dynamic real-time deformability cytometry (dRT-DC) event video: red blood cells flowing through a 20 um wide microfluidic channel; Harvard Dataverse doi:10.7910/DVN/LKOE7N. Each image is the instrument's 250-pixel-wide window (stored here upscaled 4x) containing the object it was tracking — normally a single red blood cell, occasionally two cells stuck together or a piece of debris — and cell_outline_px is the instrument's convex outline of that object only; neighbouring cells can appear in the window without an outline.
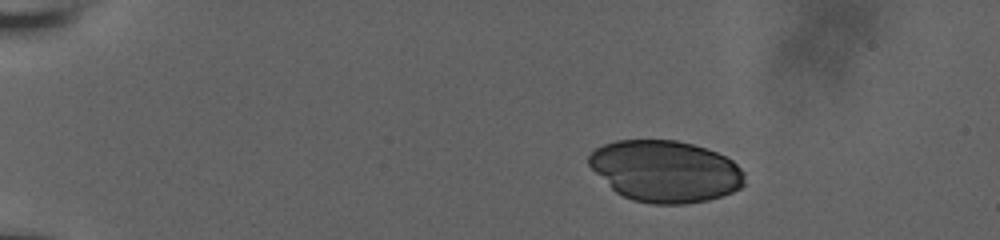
{"species": "human", "species_latin": "Homo sapiens", "temperature_condition": "room temperature", "stored_images_in_passage": 17, "camera_frame_rate_fps": 3000, "um_per_image_px": 0.085, "donor": {"sex": "male"}, "frame": {"image": 1, "passage_image": 1, "time_ms": 0.0, "image_size_px": [1000, 240], "cell_outline_px": [[744, 184], [740, 188], [732, 192], [708, 200], [684, 204], [652, 204], [632, 200], [616, 192], [588, 164], [588, 156], [596, 148], [604, 144], [616, 140], [676, 140], [692, 144], [716, 152], [732, 160], [744, 172]], "centroid_in_image_um": [56.56, 14.55], "position_along_channel_um": 28.4, "area_um2": 55.66}}